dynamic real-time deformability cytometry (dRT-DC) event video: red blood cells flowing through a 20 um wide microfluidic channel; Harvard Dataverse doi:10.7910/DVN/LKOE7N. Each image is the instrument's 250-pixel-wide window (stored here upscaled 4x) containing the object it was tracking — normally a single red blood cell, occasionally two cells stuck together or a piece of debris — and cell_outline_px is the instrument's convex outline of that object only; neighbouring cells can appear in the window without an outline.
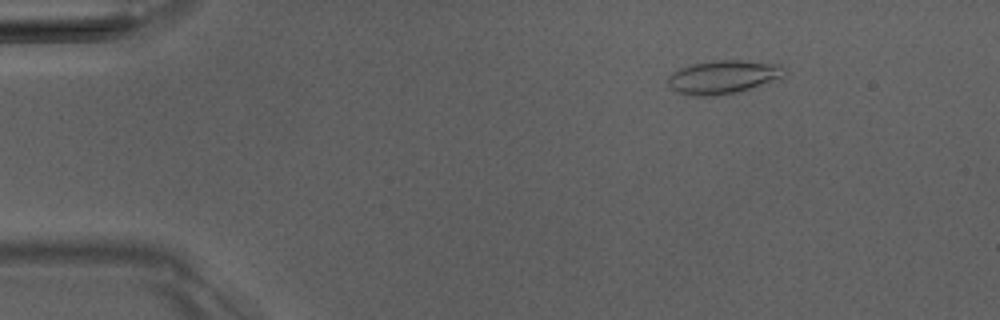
{"species": "Egyptian fruit bat (a non-hibernating species)", "species_latin": "Rousettus aegyptiacus", "temperature_condition": "room temperature", "stored_images_in_passage": 4, "camera_frame_rate_fps": 3000, "um_per_image_px": 0.085, "animal": {"sex": "male"}, "frame": {"image": 1, "passage_image": 1, "time_ms": 0.0, "image_size_px": [1000, 320], "cell_outline_px": [[788, 72], [784, 76], [736, 92], [712, 96], [692, 96], [676, 92], [668, 88], [668, 76], [672, 72], [680, 68], [692, 64], [712, 60], [740, 60], [780, 64]], "centroid_in_image_um": [61.41, 6.54], "position_along_channel_um": 23.6, "area_um2": 22.66}}